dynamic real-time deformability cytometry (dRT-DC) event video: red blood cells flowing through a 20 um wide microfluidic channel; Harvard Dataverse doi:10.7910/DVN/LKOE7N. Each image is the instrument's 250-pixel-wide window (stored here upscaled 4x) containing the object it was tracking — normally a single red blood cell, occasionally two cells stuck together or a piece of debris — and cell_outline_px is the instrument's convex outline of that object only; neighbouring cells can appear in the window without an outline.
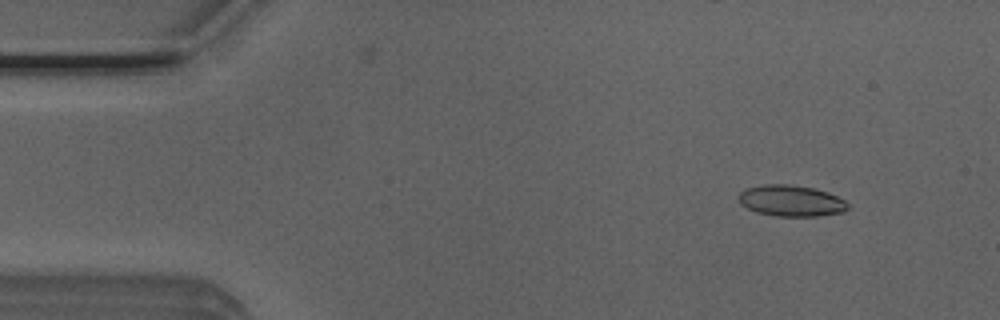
{"species": "Egyptian fruit bat (a non-hibernating species)", "species_latin": "Rousettus aegyptiacus", "temperature_condition": "room temperature", "stored_images_in_passage": 4, "camera_frame_rate_fps": 3000, "um_per_image_px": 0.085, "animal": {"sex": "male"}, "frame": {"image": 1, "passage_image": 1, "time_ms": 0.0, "image_size_px": [1000, 320], "cell_outline_px": [[848, 208], [844, 212], [816, 216], [776, 216], [756, 212], [740, 204], [736, 196], [744, 188], [764, 184], [788, 184], [812, 188], [828, 192], [844, 200], [848, 204]], "centroid_in_image_um": [67.19, 17.06], "position_along_channel_um": 17.8, "area_um2": 19.94}}